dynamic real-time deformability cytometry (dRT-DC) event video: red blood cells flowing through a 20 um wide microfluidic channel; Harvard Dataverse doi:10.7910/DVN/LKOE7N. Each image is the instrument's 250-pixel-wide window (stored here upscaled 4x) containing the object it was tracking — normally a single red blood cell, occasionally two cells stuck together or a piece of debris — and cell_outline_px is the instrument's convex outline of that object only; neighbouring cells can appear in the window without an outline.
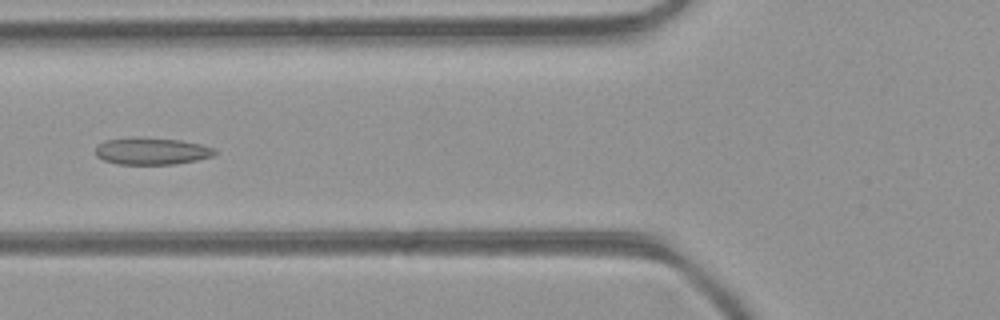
{"species": "common noctule bat (a hibernating species)", "species_latin": "Nyctalus noctula", "temperature_condition": "room temperature", "stored_images_in_passage": 35, "camera_frame_rate_fps": 3000, "um_per_image_px": 0.085, "animal": {"sex": "female", "body_mass_g": 21.9}, "frame": {"image": 1, "passage_image": 6, "time_ms": 1.667, "image_size_px": [1000, 320], "cell_outline_px": [[216, 152], [212, 156], [196, 160], [176, 164], [116, 164], [104, 160], [96, 156], [96, 148], [104, 140], [132, 136], [136, 136], [180, 140], [200, 144], [216, 148]], "centroid_in_image_um": [12.87, 12.83], "position_along_channel_um": 112.9, "area_um2": 18.96}}
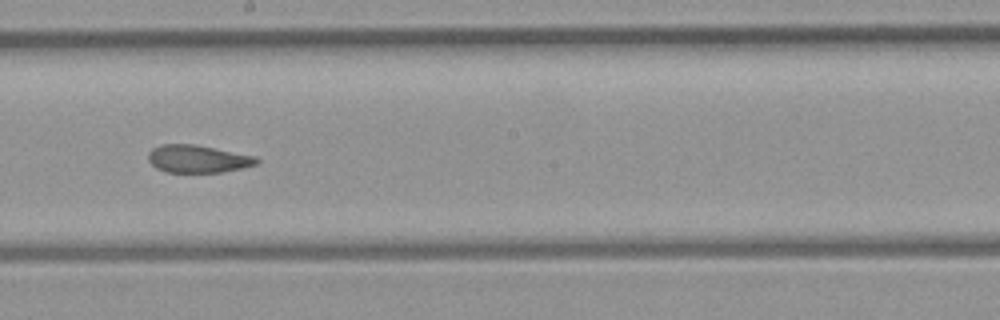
{"frame": {"image": 2, "passage_image": 14, "time_ms": 4.333, "image_size_px": [1000, 320], "cell_outline_px": [[260, 160], [256, 164], [244, 168], [224, 172], [164, 172], [156, 168], [148, 160], [148, 152], [152, 148], [160, 144], [192, 144], [256, 156]], "centroid_in_image_um": [16.8, 13.51], "position_along_channel_um": 231.4, "area_um2": 17.51}}
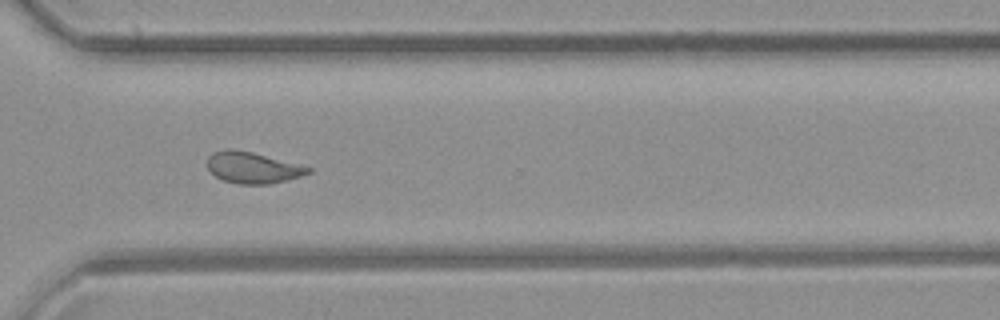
{"frame": {"image": 3, "passage_image": 22, "time_ms": 7.0, "image_size_px": [1000, 320], "cell_outline_px": [[312, 172], [300, 176], [268, 184], [240, 184], [224, 180], [216, 176], [208, 168], [208, 156], [212, 152], [228, 148], [232, 148], [252, 152], [300, 164], [312, 168]], "centroid_in_image_um": [21.48, 14.23], "position_along_channel_um": 349.1, "area_um2": 18.26}, "authors_computed_cell_mechanics": {"area_um2": 18.6116, "velocity_mm_per_s": 4.43, "shape_relaxation_time_tau1_ms": null, "shape_relaxation_time_tau2_ms": 0.7492, "deformation_change_tau1": null, "deformation_change_tau2": 0.0544}}